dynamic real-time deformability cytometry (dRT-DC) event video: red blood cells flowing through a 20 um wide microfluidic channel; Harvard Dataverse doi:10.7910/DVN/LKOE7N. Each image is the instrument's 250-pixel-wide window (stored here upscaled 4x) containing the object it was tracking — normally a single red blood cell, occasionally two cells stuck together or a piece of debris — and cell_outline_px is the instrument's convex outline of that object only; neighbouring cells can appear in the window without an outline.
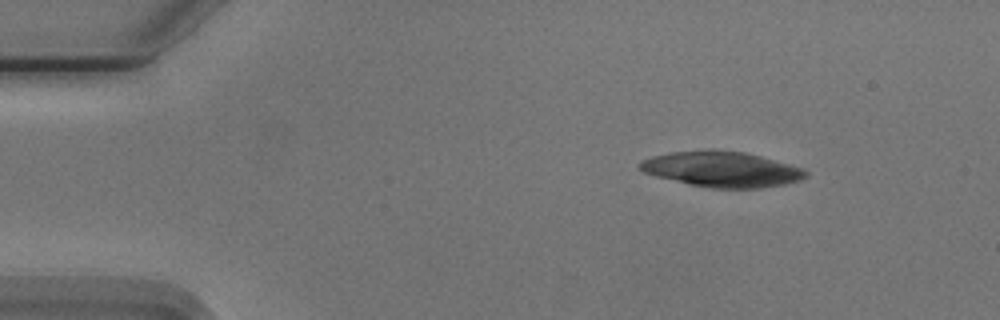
{"species": "Egyptian fruit bat (a non-hibernating species)", "species_latin": "Rousettus aegyptiacus", "temperature_condition": "cold", "stored_images_in_passage": 48, "camera_frame_rate_fps": 3000, "um_per_image_px": 0.085, "animal": {"sex": "male"}, "frame": {"image": 1, "passage_image": 1, "time_ms": 0.0, "image_size_px": [1000, 320], "cell_outline_px": [[808, 176], [800, 180], [784, 184], [760, 188], [712, 188], [688, 184], [656, 176], [644, 172], [636, 164], [640, 160], [652, 156], [672, 152], [708, 148], [712, 148], [744, 152], [760, 156], [804, 168], [808, 172]], "centroid_in_image_um": [61.33, 14.37], "position_along_channel_um": 23.7, "area_um2": 34.62}}
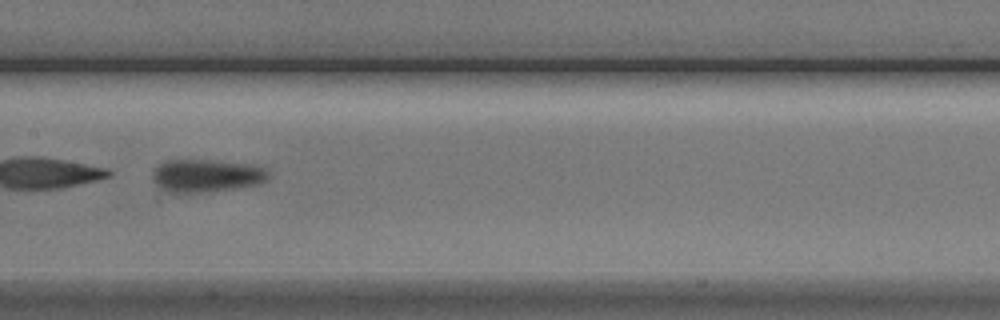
{"frame": {"image": 2, "passage_image": 21, "time_ms": 6.667, "image_size_px": [1000, 320], "cell_outline_px": [[268, 180], [260, 184], [236, 188], [208, 192], [176, 196], [160, 188], [152, 180], [152, 172], [160, 164], [168, 160], [212, 160], [252, 164], [264, 168], [268, 172]], "centroid_in_image_um": [17.51, 14.97], "position_along_channel_um": 189.9, "area_um2": 22.83}}
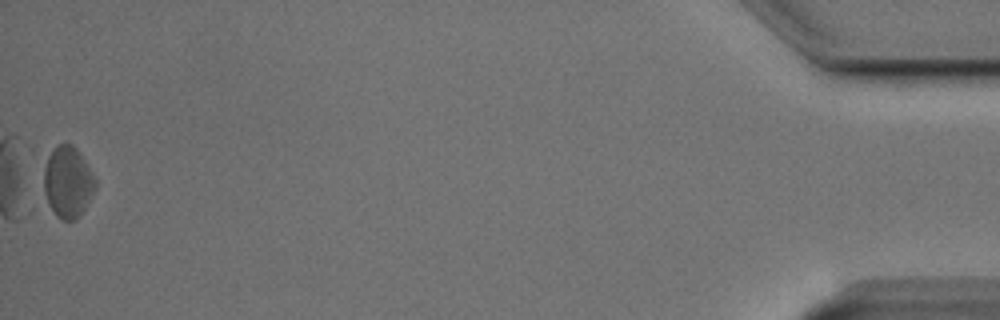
{"frame": {"image": 3, "passage_image": 48, "time_ms": 15.667, "image_size_px": [1000, 320], "cell_outline_px": [[96, 188], [84, 208], [76, 220], [60, 220], [56, 216], [48, 204], [44, 192], [44, 168], [48, 152], [56, 144], [72, 144], [76, 148], [96, 180]], "centroid_in_image_um": [5.73, 15.47], "position_along_channel_um": 429.5, "area_um2": 21.39}, "authors_computed_cell_mechanics": {"area_um2": 21.7617, "velocity_mm_per_s": 3.7416, "shape_relaxation_time_tau1_ms": 1.7097, "shape_relaxation_time_tau2_ms": 6.9386, "deformation_change_tau1": 0.0752, "deformation_change_tau2": 0.1204}}